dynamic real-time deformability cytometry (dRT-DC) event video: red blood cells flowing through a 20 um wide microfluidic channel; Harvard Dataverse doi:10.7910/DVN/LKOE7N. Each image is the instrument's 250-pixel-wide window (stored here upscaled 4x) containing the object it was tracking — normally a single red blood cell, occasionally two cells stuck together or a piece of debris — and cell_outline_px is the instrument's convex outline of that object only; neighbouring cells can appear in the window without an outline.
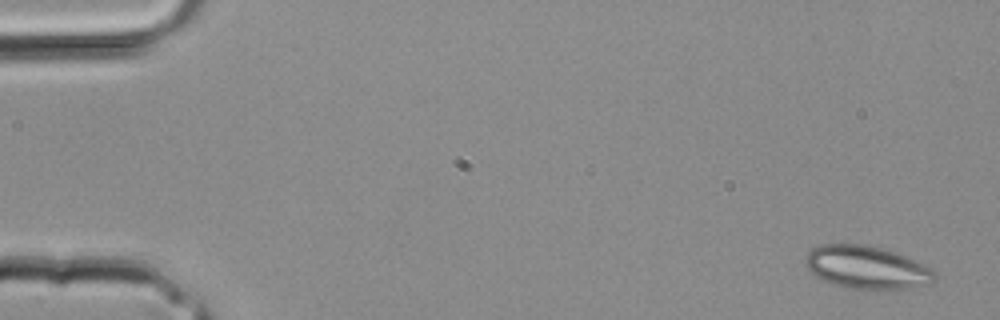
{"species": "common noctule bat (a hibernating species)", "species_latin": "Nyctalus noctula", "temperature_condition": "room temperature", "stored_images_in_passage": 4, "camera_frame_rate_fps": 3000, "um_per_image_px": 0.085, "animal": {"sex": "male", "body_mass_g": 20.4}, "frame": {"image": 1, "passage_image": 1, "time_ms": 0.0, "image_size_px": [1000, 320], "cell_outline_px": [[936, 280], [932, 284], [908, 288], [848, 288], [832, 284], [816, 276], [804, 264], [804, 260], [808, 252], [812, 248], [824, 244], [868, 244], [904, 256], [924, 264], [932, 268], [936, 272]], "centroid_in_image_um": [73.68, 22.72], "position_along_channel_um": 11.3, "area_um2": 32.14}}